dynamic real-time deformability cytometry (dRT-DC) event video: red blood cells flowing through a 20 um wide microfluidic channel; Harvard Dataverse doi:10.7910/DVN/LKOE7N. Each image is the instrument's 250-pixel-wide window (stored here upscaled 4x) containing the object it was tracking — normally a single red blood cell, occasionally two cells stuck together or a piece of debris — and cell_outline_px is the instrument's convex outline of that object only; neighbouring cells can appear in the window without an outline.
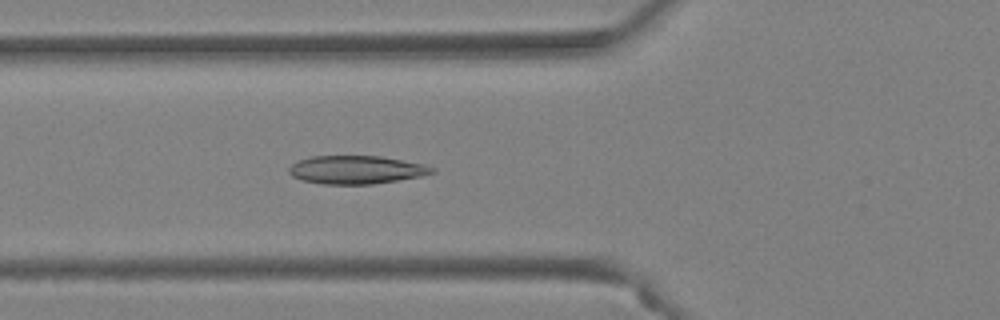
{"species": "Egyptian fruit bat (a non-hibernating species)", "species_latin": "Rousettus aegyptiacus", "temperature_condition": "warm", "stored_images_in_passage": 33, "camera_frame_rate_fps": 3000, "um_per_image_px": 0.085, "animal": {"sex": "female"}, "frame": {"image": 1, "passage_image": 3, "time_ms": 0.667, "image_size_px": [1000, 320], "cell_outline_px": [[436, 172], [420, 176], [372, 184], [324, 184], [300, 180], [292, 176], [288, 172], [288, 168], [292, 164], [300, 160], [312, 156], [380, 156], [424, 164], [436, 168]], "centroid_in_image_um": [30.27, 14.43], "position_along_channel_um": 95.5, "area_um2": 23.47}}
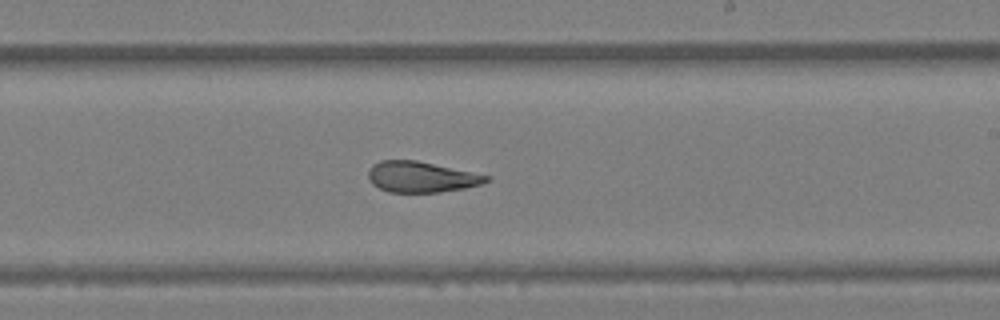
{"frame": {"image": 2, "passage_image": 14, "time_ms": 4.333, "image_size_px": [1000, 320], "cell_outline_px": [[492, 180], [480, 184], [464, 188], [440, 192], [388, 192], [372, 184], [368, 180], [368, 172], [372, 164], [380, 160], [416, 160], [492, 176]], "centroid_in_image_um": [35.8, 15.03], "position_along_channel_um": 253.2, "area_um2": 21.27}}
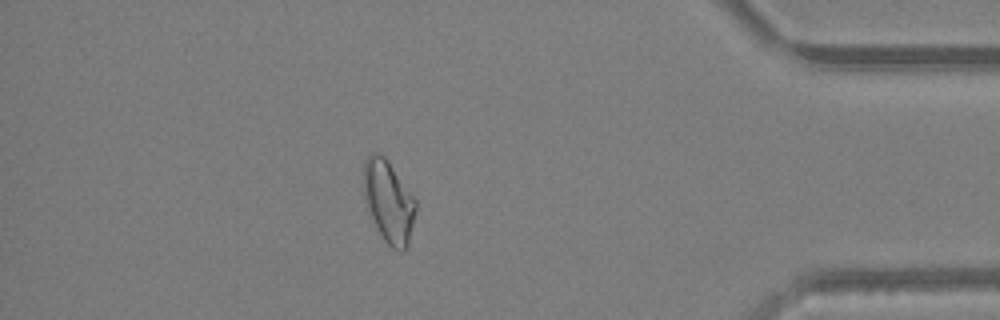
{"frame": {"image": 3, "passage_image": 27, "time_ms": 8.667, "image_size_px": [1000, 320], "cell_outline_px": [[416, 212], [408, 248], [404, 252], [400, 252], [392, 248], [384, 240], [368, 208], [364, 196], [364, 160], [372, 152], [380, 152], [388, 160], [416, 200]], "centroid_in_image_um": [33.06, 17.13], "position_along_channel_um": 402.1, "area_um2": 24.85}, "authors_computed_cell_mechanics": {"area_um2": 22.5998, "velocity_mm_per_s": 4.2995, "shape_relaxation_time_tau1_ms": null, "shape_relaxation_time_tau2_ms": 1.8401, "deformation_change_tau1": null, "deformation_change_tau2": 0.0731}}